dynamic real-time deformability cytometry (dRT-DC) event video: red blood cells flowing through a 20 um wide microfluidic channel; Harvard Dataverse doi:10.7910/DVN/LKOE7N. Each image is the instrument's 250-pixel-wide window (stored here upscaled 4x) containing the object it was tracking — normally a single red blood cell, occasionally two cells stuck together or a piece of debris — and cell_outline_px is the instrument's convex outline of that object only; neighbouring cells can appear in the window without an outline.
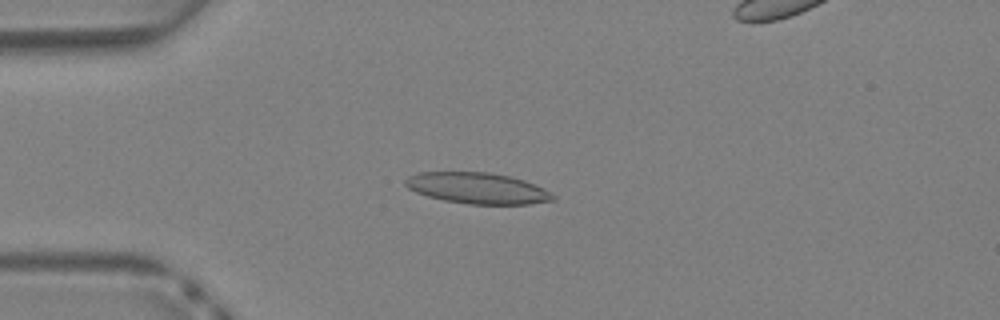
{"species": "Egyptian fruit bat (a non-hibernating species)", "species_latin": "Rousettus aegyptiacus", "temperature_condition": "warm", "stored_images_in_passage": 39, "camera_frame_rate_fps": 3000, "um_per_image_px": 0.085, "animal": {"sex": "female"}, "frame": {"image": 1, "passage_image": 9, "time_ms": 2.667, "image_size_px": [1000, 320], "cell_outline_px": [[556, 200], [528, 204], [468, 204], [444, 200], [428, 196], [416, 192], [408, 188], [404, 184], [404, 180], [408, 176], [420, 172], [488, 172], [508, 176], [524, 180], [544, 188], [556, 196]], "centroid_in_image_um": [40.59, 16.0], "position_along_channel_um": 44.4, "area_um2": 26.7}}
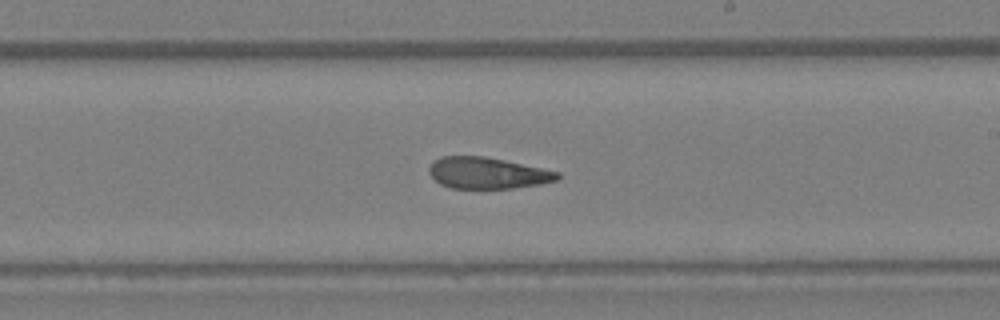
{"frame": {"image": 2, "passage_image": 22, "time_ms": 7.0, "image_size_px": [1000, 320], "cell_outline_px": [[560, 180], [540, 184], [512, 188], [452, 188], [440, 184], [428, 172], [428, 168], [432, 160], [440, 156], [484, 156], [504, 160], [560, 172]], "centroid_in_image_um": [41.42, 14.7], "position_along_channel_um": 247.6, "area_um2": 23.52}}
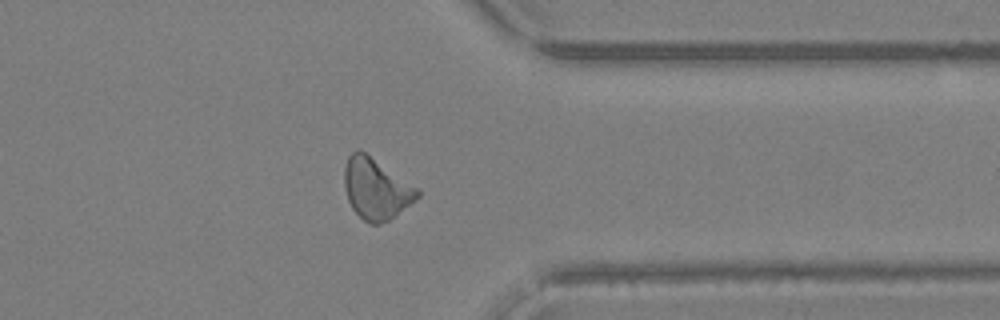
{"frame": {"image": 3, "passage_image": 30, "time_ms": 9.667, "image_size_px": [1000, 320], "cell_outline_px": [[420, 196], [388, 220], [380, 224], [368, 224], [352, 208], [348, 200], [344, 188], [344, 168], [348, 156], [356, 148], [364, 152], [416, 188], [420, 192]], "centroid_in_image_um": [31.91, 16.05], "position_along_channel_um": 379.5, "area_um2": 25.32}}